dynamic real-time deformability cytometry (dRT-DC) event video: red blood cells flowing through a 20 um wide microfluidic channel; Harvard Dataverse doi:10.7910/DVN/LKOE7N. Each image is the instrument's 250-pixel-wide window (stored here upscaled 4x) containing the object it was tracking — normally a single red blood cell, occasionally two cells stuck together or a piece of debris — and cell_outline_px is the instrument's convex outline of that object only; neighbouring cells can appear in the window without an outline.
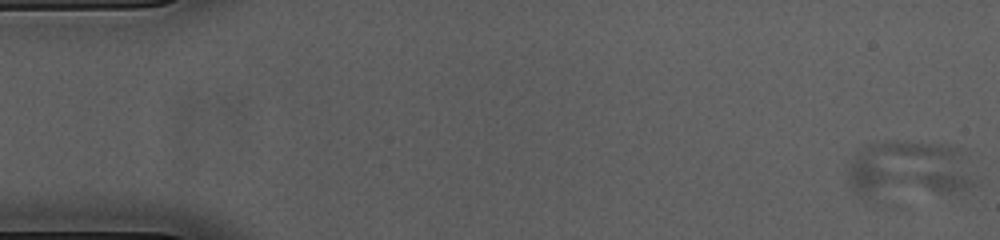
{"species": "common noctule bat (a hibernating species)", "species_latin": "Nyctalus noctula", "temperature_condition": "cold", "stored_images_in_passage": 54, "camera_frame_rate_fps": 3000, "um_per_image_px": 0.085, "animal": {"sex": "female", "body_mass_g": 23.0, "forearm_length_mm": 53.4}, "frame": {"image": 1, "passage_image": 1, "time_ms": 0.0, "image_size_px": [1000, 240], "cell_outline_px": [[980, 184], [952, 192], [868, 196], [860, 196], [848, 184], [848, 164], [856, 148], [864, 144], [888, 140], [896, 140], [948, 144], [960, 148], [968, 152]], "centroid_in_image_um": [77.33, 14.34], "position_along_channel_um": 7.7, "area_um2": 44.16}}
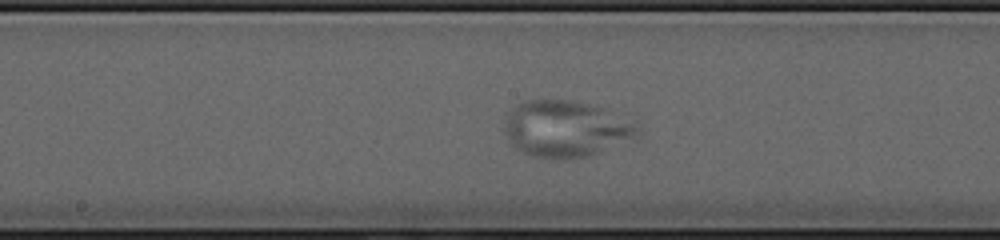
{"frame": {"image": 2, "passage_image": 28, "time_ms": 9.0, "image_size_px": [1000, 240], "cell_outline_px": [[640, 132], [600, 152], [584, 156], [564, 160], [556, 160], [536, 156], [524, 152], [516, 148], [508, 140], [504, 132], [504, 124], [508, 112], [520, 100], [568, 100], [592, 104], [608, 108], [636, 124], [640, 128]], "centroid_in_image_um": [48.04, 10.92], "position_along_channel_um": 200.2, "area_um2": 43.7}}
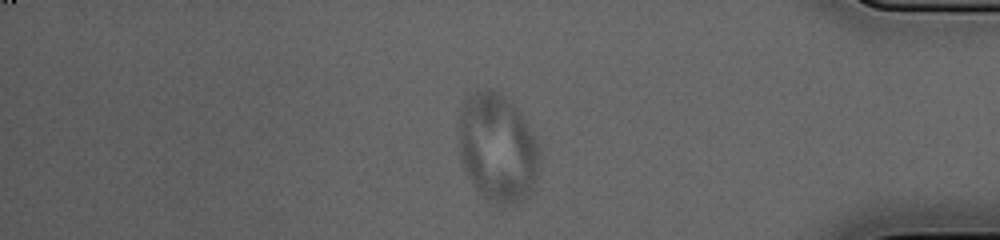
{"frame": {"image": 3, "passage_image": 46, "time_ms": 15.0, "image_size_px": [1000, 240], "cell_outline_px": [[540, 160], [536, 176], [532, 188], [528, 196], [512, 204], [496, 204], [488, 200], [476, 188], [468, 176], [460, 152], [460, 108], [464, 100], [476, 88], [488, 88], [500, 92], [520, 112], [536, 140], [540, 148]], "centroid_in_image_um": [42.29, 12.52], "position_along_channel_um": 392.9, "area_um2": 50.81}}